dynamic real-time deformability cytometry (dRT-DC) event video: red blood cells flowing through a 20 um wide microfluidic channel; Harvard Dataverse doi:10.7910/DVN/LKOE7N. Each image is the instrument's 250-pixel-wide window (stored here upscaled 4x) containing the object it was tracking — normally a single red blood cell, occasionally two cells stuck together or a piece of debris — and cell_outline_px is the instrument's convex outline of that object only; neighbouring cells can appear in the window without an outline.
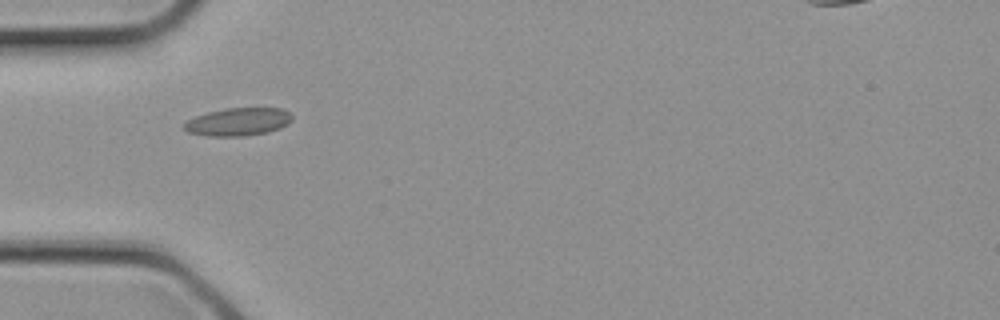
{"species": "common noctule bat (a hibernating species)", "species_latin": "Nyctalus noctula", "temperature_condition": "cold", "stored_images_in_passage": 3, "camera_frame_rate_fps": 3000, "um_per_image_px": 0.085, "animal": {"sex": "female", "body_mass_g": 21.9}, "frame": {"image": 1, "passage_image": 3, "time_ms": 0.667, "image_size_px": [1000, 320], "cell_outline_px": [[292, 120], [288, 124], [280, 128], [268, 132], [244, 136], [208, 136], [188, 132], [184, 128], [184, 124], [188, 120], [196, 116], [208, 112], [224, 108], [280, 108], [288, 112], [292, 116]], "centroid_in_image_um": [20.25, 10.35], "position_along_channel_um": 64.7, "area_um2": 17.51}}